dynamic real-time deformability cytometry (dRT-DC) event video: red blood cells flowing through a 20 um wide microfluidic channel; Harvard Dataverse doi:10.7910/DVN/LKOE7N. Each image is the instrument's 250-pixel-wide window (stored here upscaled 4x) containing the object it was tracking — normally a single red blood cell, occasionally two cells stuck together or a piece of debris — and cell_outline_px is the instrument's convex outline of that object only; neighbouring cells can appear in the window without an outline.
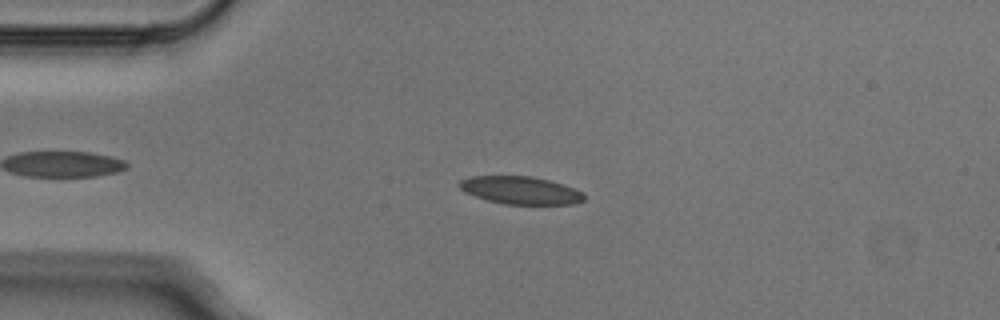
{"species": "Egyptian fruit bat (a non-hibernating species)", "species_latin": "Rousettus aegyptiacus", "temperature_condition": "cold", "stored_images_in_passage": 4, "camera_frame_rate_fps": 3000, "um_per_image_px": 0.085, "animal": {"sex": "male"}, "frame": {"image": 1, "passage_image": 3, "time_ms": 0.667, "image_size_px": [1000, 320], "cell_outline_px": [[584, 200], [572, 204], [504, 204], [488, 200], [464, 192], [460, 188], [460, 180], [472, 176], [532, 176], [548, 180], [584, 192]], "centroid_in_image_um": [44.24, 16.17], "position_along_channel_um": 40.8, "area_um2": 19.88}}